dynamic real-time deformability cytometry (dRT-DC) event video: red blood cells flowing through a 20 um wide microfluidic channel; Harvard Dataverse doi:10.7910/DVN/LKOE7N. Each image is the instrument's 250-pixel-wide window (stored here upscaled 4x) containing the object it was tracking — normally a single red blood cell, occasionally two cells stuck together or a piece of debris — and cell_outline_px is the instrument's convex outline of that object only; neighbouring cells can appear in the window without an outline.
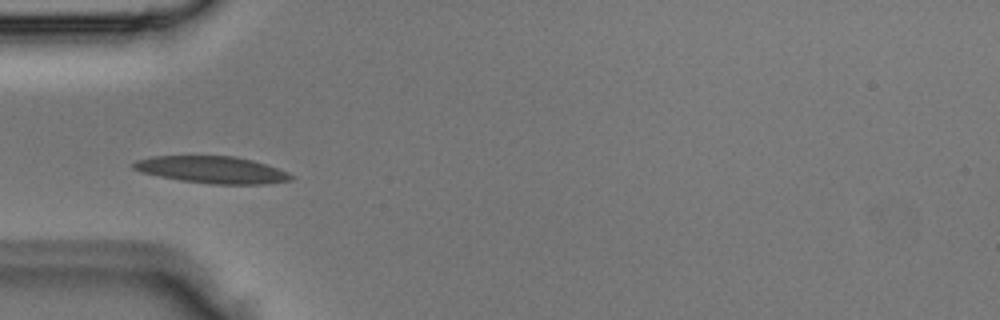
{"species": "Egyptian fruit bat (a non-hibernating species)", "species_latin": "Rousettus aegyptiacus", "temperature_condition": "room temperature", "stored_images_in_passage": 3, "camera_frame_rate_fps": 3000, "um_per_image_px": 0.085, "animal": {"sex": "male"}, "frame": {"image": 1, "passage_image": 3, "time_ms": 0.667, "image_size_px": [1000, 320], "cell_outline_px": [[296, 176], [292, 180], [264, 184], [212, 184], [180, 180], [140, 172], [132, 168], [132, 164], [136, 160], [152, 156], [236, 156], [252, 160], [288, 172]], "centroid_in_image_um": [18.02, 14.43], "position_along_channel_um": 67.0, "area_um2": 24.74}}